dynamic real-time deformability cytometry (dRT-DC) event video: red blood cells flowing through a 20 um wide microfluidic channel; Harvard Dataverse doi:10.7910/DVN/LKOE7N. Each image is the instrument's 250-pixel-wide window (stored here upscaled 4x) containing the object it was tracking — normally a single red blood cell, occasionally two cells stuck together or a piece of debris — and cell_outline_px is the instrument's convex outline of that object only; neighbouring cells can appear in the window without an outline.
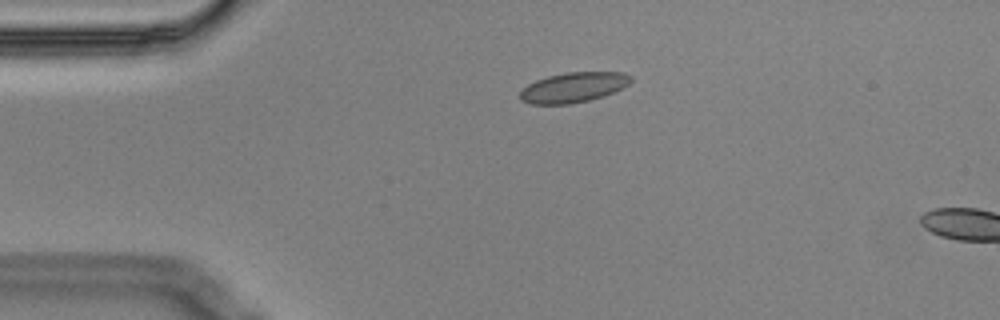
{"species": "Egyptian fruit bat (a non-hibernating species)", "species_latin": "Rousettus aegyptiacus", "temperature_condition": "cold", "stored_images_in_passage": 2, "camera_frame_rate_fps": 3000, "um_per_image_px": 0.085, "animal": {"sex": "male"}, "frame": {"image": 1, "passage_image": 1, "time_ms": 0.0, "image_size_px": [1000, 320], "cell_outline_px": [[632, 80], [628, 84], [604, 96], [588, 100], [568, 104], [532, 104], [520, 100], [520, 92], [528, 84], [536, 80], [548, 76], [564, 72], [624, 72], [632, 76]], "centroid_in_image_um": [48.73, 7.42], "position_along_channel_um": 36.3, "area_um2": 19.31}}